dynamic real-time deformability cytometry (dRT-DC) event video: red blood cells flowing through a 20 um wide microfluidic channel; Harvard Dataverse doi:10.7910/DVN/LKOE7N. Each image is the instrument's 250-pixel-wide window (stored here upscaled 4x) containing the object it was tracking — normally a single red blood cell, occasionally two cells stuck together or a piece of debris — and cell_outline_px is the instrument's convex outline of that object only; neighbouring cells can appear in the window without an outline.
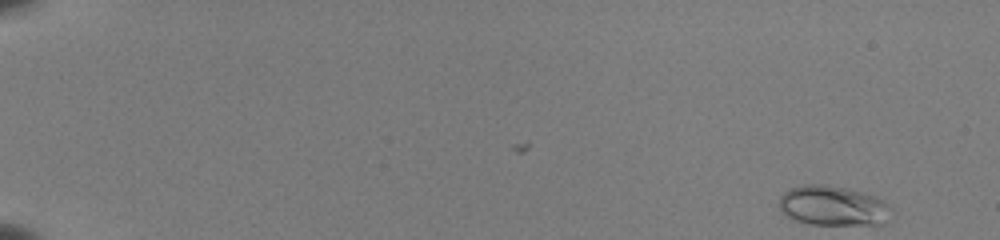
{"species": "common noctule bat (a hibernating species)", "species_latin": "Nyctalus noctula", "temperature_condition": "room temperature", "stored_images_in_passage": 2, "camera_frame_rate_fps": 3000, "um_per_image_px": 0.085, "animal": {"sex": "female", "body_mass_g": 22.0, "forearm_length_mm": 56.7}, "frame": {"image": 1, "passage_image": 2, "time_ms": 0.333, "image_size_px": [1000, 240], "cell_outline_px": [[892, 208], [880, 224], [808, 224], [792, 220], [780, 212], [776, 204], [780, 196], [788, 188], [804, 184], [828, 184], [848, 188], [876, 196], [884, 200]], "centroid_in_image_um": [70.69, 17.46], "position_along_channel_um": 14.3, "area_um2": 26.41}}